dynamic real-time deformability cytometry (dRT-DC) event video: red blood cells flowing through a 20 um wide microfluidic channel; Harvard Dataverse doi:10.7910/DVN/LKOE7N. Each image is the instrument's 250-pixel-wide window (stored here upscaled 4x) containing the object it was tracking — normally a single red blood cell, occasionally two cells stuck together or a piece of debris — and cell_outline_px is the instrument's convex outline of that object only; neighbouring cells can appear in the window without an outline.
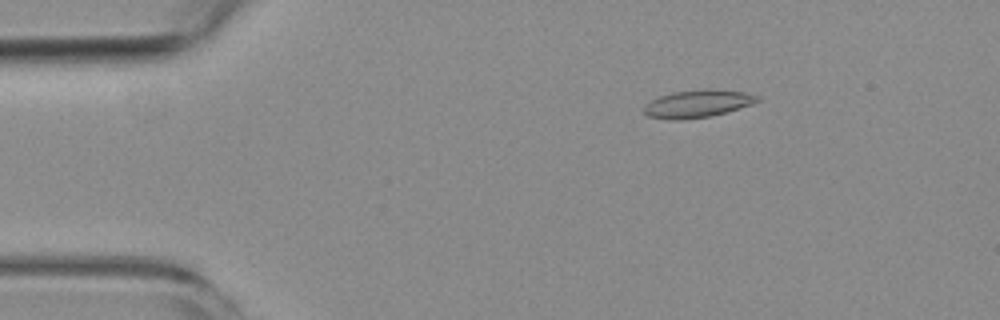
{"species": "common noctule bat (a hibernating species)", "species_latin": "Nyctalus noctula", "temperature_condition": "room temperature", "stored_images_in_passage": 5, "camera_frame_rate_fps": 3000, "um_per_image_px": 0.085, "animal": {"sex": "female", "body_mass_g": 19.3, "forearm_length_mm": 54.1}, "frame": {"image": 1, "passage_image": 3, "time_ms": 2.333, "image_size_px": [1000, 320], "cell_outline_px": [[760, 100], [752, 104], [724, 112], [708, 116], [680, 120], [672, 120], [648, 116], [644, 112], [644, 104], [660, 96], [672, 92], [704, 88], [708, 88], [744, 92], [760, 96]], "centroid_in_image_um": [59.28, 8.8], "position_along_channel_um": 25.7, "area_um2": 18.15}}